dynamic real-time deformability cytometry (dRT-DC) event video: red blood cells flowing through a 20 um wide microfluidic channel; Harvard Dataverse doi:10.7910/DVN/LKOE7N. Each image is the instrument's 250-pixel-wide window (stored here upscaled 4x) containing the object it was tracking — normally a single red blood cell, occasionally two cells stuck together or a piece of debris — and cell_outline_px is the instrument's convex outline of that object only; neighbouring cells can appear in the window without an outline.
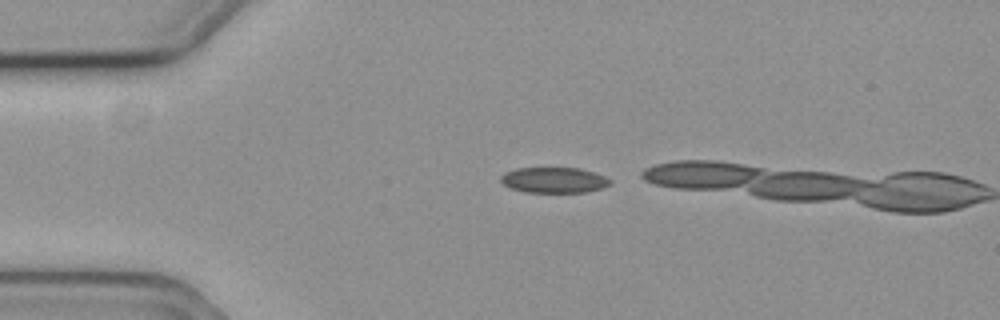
{"species": "common noctule bat (a hibernating species)", "species_latin": "Nyctalus noctula", "temperature_condition": "cold", "stored_images_in_passage": 2, "camera_frame_rate_fps": 3000, "um_per_image_px": 0.085, "animal": {"sex": "female", "body_mass_g": 19.3, "forearm_length_mm": 54.1}, "frame": {"image": 1, "passage_image": 1, "time_ms": 0.0, "image_size_px": [1000, 320], "cell_outline_px": [[612, 184], [604, 188], [588, 192], [524, 192], [512, 188], [504, 184], [500, 180], [500, 176], [504, 172], [516, 168], [580, 168], [604, 176], [612, 180]], "centroid_in_image_um": [47.11, 15.31], "position_along_channel_um": 37.9, "area_um2": 16.42}}